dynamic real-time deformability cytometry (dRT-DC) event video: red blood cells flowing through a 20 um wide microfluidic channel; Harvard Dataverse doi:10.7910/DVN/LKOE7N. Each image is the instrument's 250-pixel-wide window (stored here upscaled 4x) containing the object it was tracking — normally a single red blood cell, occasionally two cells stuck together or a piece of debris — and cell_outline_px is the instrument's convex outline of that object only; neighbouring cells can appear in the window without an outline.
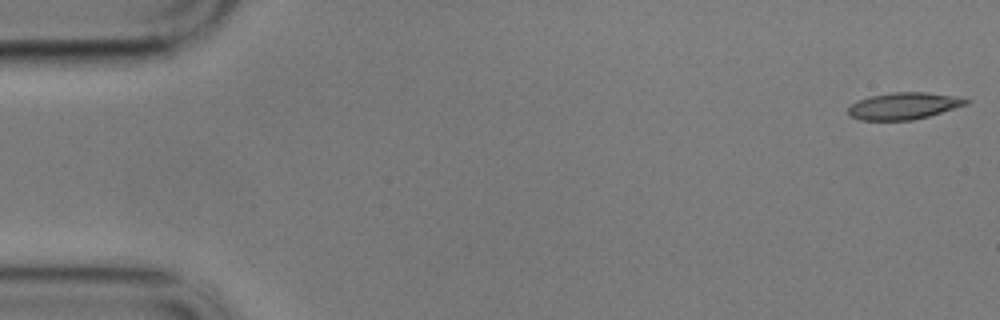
{"species": "common noctule bat (a hibernating species)", "species_latin": "Nyctalus noctula", "temperature_condition": "cold", "stored_images_in_passage": 15, "camera_frame_rate_fps": 3000, "um_per_image_px": 0.085, "animal": {"sex": "male", "body_mass_g": 17.9}, "frame": {"image": 1, "passage_image": 1, "time_ms": 0.0, "image_size_px": [1000, 320], "cell_outline_px": [[972, 100], [968, 104], [928, 116], [912, 120], [860, 120], [848, 116], [848, 108], [852, 104], [868, 96], [892, 92], [924, 92], [952, 96]], "centroid_in_image_um": [76.79, 9.0], "position_along_channel_um": 8.2, "area_um2": 18.32}}
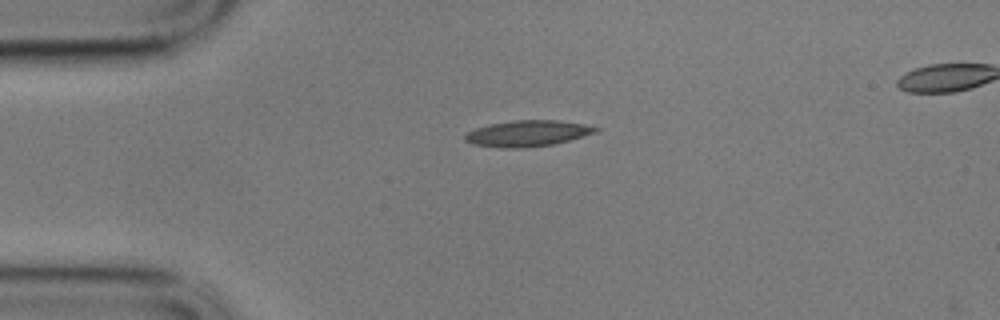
{"frame": {"image": 2, "passage_image": 13, "time_ms": 4.0, "image_size_px": [1000, 320], "cell_outline_px": [[600, 128], [596, 132], [568, 140], [552, 144], [524, 148], [500, 148], [472, 144], [464, 140], [464, 136], [468, 132], [476, 128], [488, 124], [512, 120], [560, 120], [584, 124]], "centroid_in_image_um": [44.8, 11.33], "position_along_channel_um": 40.2, "area_um2": 19.83}}